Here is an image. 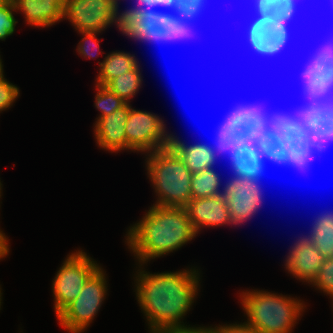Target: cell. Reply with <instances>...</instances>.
<instances>
[{
    "mask_svg": "<svg viewBox=\"0 0 333 333\" xmlns=\"http://www.w3.org/2000/svg\"><path fill=\"white\" fill-rule=\"evenodd\" d=\"M256 30L259 35L279 54L287 45L289 24L296 13H266L260 4H254Z\"/></svg>",
    "mask_w": 333,
    "mask_h": 333,
    "instance_id": "2e32d148",
    "label": "cell"
},
{
    "mask_svg": "<svg viewBox=\"0 0 333 333\" xmlns=\"http://www.w3.org/2000/svg\"><path fill=\"white\" fill-rule=\"evenodd\" d=\"M285 144V142H252L231 135L227 155L233 172L229 181H244L253 184L254 154Z\"/></svg>",
    "mask_w": 333,
    "mask_h": 333,
    "instance_id": "8fae6325",
    "label": "cell"
},
{
    "mask_svg": "<svg viewBox=\"0 0 333 333\" xmlns=\"http://www.w3.org/2000/svg\"><path fill=\"white\" fill-rule=\"evenodd\" d=\"M96 86L98 91L95 97V107L101 111L100 116L97 118L98 121L100 118L110 115L123 107L126 102L107 87L98 84H96Z\"/></svg>",
    "mask_w": 333,
    "mask_h": 333,
    "instance_id": "f1b7e54d",
    "label": "cell"
},
{
    "mask_svg": "<svg viewBox=\"0 0 333 333\" xmlns=\"http://www.w3.org/2000/svg\"><path fill=\"white\" fill-rule=\"evenodd\" d=\"M306 237L325 258L333 257V211H324L317 216Z\"/></svg>",
    "mask_w": 333,
    "mask_h": 333,
    "instance_id": "7402d4cb",
    "label": "cell"
},
{
    "mask_svg": "<svg viewBox=\"0 0 333 333\" xmlns=\"http://www.w3.org/2000/svg\"><path fill=\"white\" fill-rule=\"evenodd\" d=\"M266 162H271L279 166V146L254 154L253 186L258 190L262 199L261 179L265 173Z\"/></svg>",
    "mask_w": 333,
    "mask_h": 333,
    "instance_id": "83f0119b",
    "label": "cell"
},
{
    "mask_svg": "<svg viewBox=\"0 0 333 333\" xmlns=\"http://www.w3.org/2000/svg\"><path fill=\"white\" fill-rule=\"evenodd\" d=\"M166 0H137L138 7L141 6H155V5H160L162 3H164Z\"/></svg>",
    "mask_w": 333,
    "mask_h": 333,
    "instance_id": "b9f144b4",
    "label": "cell"
},
{
    "mask_svg": "<svg viewBox=\"0 0 333 333\" xmlns=\"http://www.w3.org/2000/svg\"><path fill=\"white\" fill-rule=\"evenodd\" d=\"M148 175L158 194L157 206L185 207L191 200L192 173L171 147L150 152Z\"/></svg>",
    "mask_w": 333,
    "mask_h": 333,
    "instance_id": "277c9868",
    "label": "cell"
},
{
    "mask_svg": "<svg viewBox=\"0 0 333 333\" xmlns=\"http://www.w3.org/2000/svg\"><path fill=\"white\" fill-rule=\"evenodd\" d=\"M303 83L304 101L308 102L315 109V78H314V53L308 59L301 73Z\"/></svg>",
    "mask_w": 333,
    "mask_h": 333,
    "instance_id": "1f68e13d",
    "label": "cell"
},
{
    "mask_svg": "<svg viewBox=\"0 0 333 333\" xmlns=\"http://www.w3.org/2000/svg\"><path fill=\"white\" fill-rule=\"evenodd\" d=\"M99 267L82 251H76L65 259L52 283L57 315L80 294L85 282Z\"/></svg>",
    "mask_w": 333,
    "mask_h": 333,
    "instance_id": "ba28073f",
    "label": "cell"
},
{
    "mask_svg": "<svg viewBox=\"0 0 333 333\" xmlns=\"http://www.w3.org/2000/svg\"><path fill=\"white\" fill-rule=\"evenodd\" d=\"M246 324L260 333H291L296 320L305 308L301 300L266 291L242 293Z\"/></svg>",
    "mask_w": 333,
    "mask_h": 333,
    "instance_id": "5b68a950",
    "label": "cell"
},
{
    "mask_svg": "<svg viewBox=\"0 0 333 333\" xmlns=\"http://www.w3.org/2000/svg\"><path fill=\"white\" fill-rule=\"evenodd\" d=\"M1 289V288H0ZM1 295H2V293H1V290H0V306H1Z\"/></svg>",
    "mask_w": 333,
    "mask_h": 333,
    "instance_id": "f6af8a7d",
    "label": "cell"
},
{
    "mask_svg": "<svg viewBox=\"0 0 333 333\" xmlns=\"http://www.w3.org/2000/svg\"><path fill=\"white\" fill-rule=\"evenodd\" d=\"M105 274L99 267L85 282L80 294L58 315L60 325L71 333H81L92 322L107 292Z\"/></svg>",
    "mask_w": 333,
    "mask_h": 333,
    "instance_id": "52a82bcc",
    "label": "cell"
},
{
    "mask_svg": "<svg viewBox=\"0 0 333 333\" xmlns=\"http://www.w3.org/2000/svg\"><path fill=\"white\" fill-rule=\"evenodd\" d=\"M185 209L193 227L199 230L203 226L215 227L228 223L234 225L224 194L191 199Z\"/></svg>",
    "mask_w": 333,
    "mask_h": 333,
    "instance_id": "9a60e30c",
    "label": "cell"
},
{
    "mask_svg": "<svg viewBox=\"0 0 333 333\" xmlns=\"http://www.w3.org/2000/svg\"><path fill=\"white\" fill-rule=\"evenodd\" d=\"M311 284L333 299V257L325 258L318 275Z\"/></svg>",
    "mask_w": 333,
    "mask_h": 333,
    "instance_id": "4dcf8cb0",
    "label": "cell"
},
{
    "mask_svg": "<svg viewBox=\"0 0 333 333\" xmlns=\"http://www.w3.org/2000/svg\"><path fill=\"white\" fill-rule=\"evenodd\" d=\"M156 333H217L216 327L215 328H204V327H187L183 325H178V326H170L167 328H163Z\"/></svg>",
    "mask_w": 333,
    "mask_h": 333,
    "instance_id": "74e56055",
    "label": "cell"
},
{
    "mask_svg": "<svg viewBox=\"0 0 333 333\" xmlns=\"http://www.w3.org/2000/svg\"><path fill=\"white\" fill-rule=\"evenodd\" d=\"M195 268L157 274L138 272L136 296L139 306L149 321L150 333L170 326L183 325L180 321L189 311L199 285Z\"/></svg>",
    "mask_w": 333,
    "mask_h": 333,
    "instance_id": "6da1fadb",
    "label": "cell"
},
{
    "mask_svg": "<svg viewBox=\"0 0 333 333\" xmlns=\"http://www.w3.org/2000/svg\"><path fill=\"white\" fill-rule=\"evenodd\" d=\"M100 71L97 77V84L105 86L110 80L133 70L138 62L134 55L125 52H112L105 56L103 62L99 63Z\"/></svg>",
    "mask_w": 333,
    "mask_h": 333,
    "instance_id": "44dd1931",
    "label": "cell"
},
{
    "mask_svg": "<svg viewBox=\"0 0 333 333\" xmlns=\"http://www.w3.org/2000/svg\"><path fill=\"white\" fill-rule=\"evenodd\" d=\"M19 96V88L9 83L4 77L0 79V112L11 107Z\"/></svg>",
    "mask_w": 333,
    "mask_h": 333,
    "instance_id": "d590c367",
    "label": "cell"
},
{
    "mask_svg": "<svg viewBox=\"0 0 333 333\" xmlns=\"http://www.w3.org/2000/svg\"><path fill=\"white\" fill-rule=\"evenodd\" d=\"M15 10L13 0H8L0 7V40H5L6 37L14 33L15 26L18 23L13 16Z\"/></svg>",
    "mask_w": 333,
    "mask_h": 333,
    "instance_id": "d6a6232c",
    "label": "cell"
},
{
    "mask_svg": "<svg viewBox=\"0 0 333 333\" xmlns=\"http://www.w3.org/2000/svg\"><path fill=\"white\" fill-rule=\"evenodd\" d=\"M165 124L151 112L130 109L125 125L126 150L153 152L169 146Z\"/></svg>",
    "mask_w": 333,
    "mask_h": 333,
    "instance_id": "9c48e42d",
    "label": "cell"
},
{
    "mask_svg": "<svg viewBox=\"0 0 333 333\" xmlns=\"http://www.w3.org/2000/svg\"><path fill=\"white\" fill-rule=\"evenodd\" d=\"M217 333H260L246 323L216 326Z\"/></svg>",
    "mask_w": 333,
    "mask_h": 333,
    "instance_id": "f35d334b",
    "label": "cell"
},
{
    "mask_svg": "<svg viewBox=\"0 0 333 333\" xmlns=\"http://www.w3.org/2000/svg\"><path fill=\"white\" fill-rule=\"evenodd\" d=\"M246 31L247 41L250 48H252L255 53L263 57L278 55V53L257 32L255 18L250 22Z\"/></svg>",
    "mask_w": 333,
    "mask_h": 333,
    "instance_id": "f546056e",
    "label": "cell"
},
{
    "mask_svg": "<svg viewBox=\"0 0 333 333\" xmlns=\"http://www.w3.org/2000/svg\"><path fill=\"white\" fill-rule=\"evenodd\" d=\"M270 114L280 119V138L285 143L322 136L327 128V121L308 102L291 112L270 111Z\"/></svg>",
    "mask_w": 333,
    "mask_h": 333,
    "instance_id": "30bf717a",
    "label": "cell"
},
{
    "mask_svg": "<svg viewBox=\"0 0 333 333\" xmlns=\"http://www.w3.org/2000/svg\"><path fill=\"white\" fill-rule=\"evenodd\" d=\"M326 138L328 139L329 143H333V118H331L328 122H327V128L325 130V134Z\"/></svg>",
    "mask_w": 333,
    "mask_h": 333,
    "instance_id": "60d3db41",
    "label": "cell"
},
{
    "mask_svg": "<svg viewBox=\"0 0 333 333\" xmlns=\"http://www.w3.org/2000/svg\"><path fill=\"white\" fill-rule=\"evenodd\" d=\"M330 143L325 135L307 140L287 142L279 146V166L293 168L299 172H307L314 157H321Z\"/></svg>",
    "mask_w": 333,
    "mask_h": 333,
    "instance_id": "4fadbf2b",
    "label": "cell"
},
{
    "mask_svg": "<svg viewBox=\"0 0 333 333\" xmlns=\"http://www.w3.org/2000/svg\"><path fill=\"white\" fill-rule=\"evenodd\" d=\"M8 0H0V7H2Z\"/></svg>",
    "mask_w": 333,
    "mask_h": 333,
    "instance_id": "ee69618b",
    "label": "cell"
},
{
    "mask_svg": "<svg viewBox=\"0 0 333 333\" xmlns=\"http://www.w3.org/2000/svg\"><path fill=\"white\" fill-rule=\"evenodd\" d=\"M167 135L169 147L178 153L192 174L200 173L214 167L216 162L209 150L195 144L187 145L180 141L179 138H176V136Z\"/></svg>",
    "mask_w": 333,
    "mask_h": 333,
    "instance_id": "d6986e66",
    "label": "cell"
},
{
    "mask_svg": "<svg viewBox=\"0 0 333 333\" xmlns=\"http://www.w3.org/2000/svg\"><path fill=\"white\" fill-rule=\"evenodd\" d=\"M325 257L306 237L294 243L287 256L285 267L295 278L312 283L324 263Z\"/></svg>",
    "mask_w": 333,
    "mask_h": 333,
    "instance_id": "5bb4252c",
    "label": "cell"
},
{
    "mask_svg": "<svg viewBox=\"0 0 333 333\" xmlns=\"http://www.w3.org/2000/svg\"><path fill=\"white\" fill-rule=\"evenodd\" d=\"M130 109V104L126 103L112 114L96 121L95 138L101 148L113 152L126 149L125 125Z\"/></svg>",
    "mask_w": 333,
    "mask_h": 333,
    "instance_id": "e0dca14e",
    "label": "cell"
},
{
    "mask_svg": "<svg viewBox=\"0 0 333 333\" xmlns=\"http://www.w3.org/2000/svg\"><path fill=\"white\" fill-rule=\"evenodd\" d=\"M3 65H2V61H1V58H0V79L4 77L3 75Z\"/></svg>",
    "mask_w": 333,
    "mask_h": 333,
    "instance_id": "7bdbcfd3",
    "label": "cell"
},
{
    "mask_svg": "<svg viewBox=\"0 0 333 333\" xmlns=\"http://www.w3.org/2000/svg\"><path fill=\"white\" fill-rule=\"evenodd\" d=\"M100 32H82V35L84 37L82 38L81 42H79V45L77 46V52L81 54L82 56L88 57V58H94V53L93 51H98L99 50V43L96 39V35ZM92 46V47H91ZM91 48H93V51H90ZM93 53V54H92ZM97 54L99 53L96 52ZM97 56V55H96Z\"/></svg>",
    "mask_w": 333,
    "mask_h": 333,
    "instance_id": "8d00e7d4",
    "label": "cell"
},
{
    "mask_svg": "<svg viewBox=\"0 0 333 333\" xmlns=\"http://www.w3.org/2000/svg\"><path fill=\"white\" fill-rule=\"evenodd\" d=\"M237 135L245 141L252 142H284L272 129L252 127L237 113Z\"/></svg>",
    "mask_w": 333,
    "mask_h": 333,
    "instance_id": "4316f807",
    "label": "cell"
},
{
    "mask_svg": "<svg viewBox=\"0 0 333 333\" xmlns=\"http://www.w3.org/2000/svg\"><path fill=\"white\" fill-rule=\"evenodd\" d=\"M16 10L25 15L28 24L52 26L63 19L65 0H13Z\"/></svg>",
    "mask_w": 333,
    "mask_h": 333,
    "instance_id": "ac0fdd59",
    "label": "cell"
},
{
    "mask_svg": "<svg viewBox=\"0 0 333 333\" xmlns=\"http://www.w3.org/2000/svg\"><path fill=\"white\" fill-rule=\"evenodd\" d=\"M266 13H296L299 0H252Z\"/></svg>",
    "mask_w": 333,
    "mask_h": 333,
    "instance_id": "836d02e7",
    "label": "cell"
},
{
    "mask_svg": "<svg viewBox=\"0 0 333 333\" xmlns=\"http://www.w3.org/2000/svg\"><path fill=\"white\" fill-rule=\"evenodd\" d=\"M235 109L238 115L250 126L272 129L280 137V119H274L263 104L242 103Z\"/></svg>",
    "mask_w": 333,
    "mask_h": 333,
    "instance_id": "603a6c76",
    "label": "cell"
},
{
    "mask_svg": "<svg viewBox=\"0 0 333 333\" xmlns=\"http://www.w3.org/2000/svg\"><path fill=\"white\" fill-rule=\"evenodd\" d=\"M315 110L322 116L321 46L314 52Z\"/></svg>",
    "mask_w": 333,
    "mask_h": 333,
    "instance_id": "e575fe53",
    "label": "cell"
},
{
    "mask_svg": "<svg viewBox=\"0 0 333 333\" xmlns=\"http://www.w3.org/2000/svg\"><path fill=\"white\" fill-rule=\"evenodd\" d=\"M224 196L234 225L249 220L263 203L253 184L244 181H228L224 187Z\"/></svg>",
    "mask_w": 333,
    "mask_h": 333,
    "instance_id": "7c38bea8",
    "label": "cell"
},
{
    "mask_svg": "<svg viewBox=\"0 0 333 333\" xmlns=\"http://www.w3.org/2000/svg\"><path fill=\"white\" fill-rule=\"evenodd\" d=\"M139 64L128 72L110 80L105 87L118 95L123 101L129 103V100L139 91L141 87L142 76Z\"/></svg>",
    "mask_w": 333,
    "mask_h": 333,
    "instance_id": "484cf974",
    "label": "cell"
},
{
    "mask_svg": "<svg viewBox=\"0 0 333 333\" xmlns=\"http://www.w3.org/2000/svg\"><path fill=\"white\" fill-rule=\"evenodd\" d=\"M199 229L193 227L185 207L154 205L144 218L128 230L127 244L139 263L166 255L191 241Z\"/></svg>",
    "mask_w": 333,
    "mask_h": 333,
    "instance_id": "3957f363",
    "label": "cell"
},
{
    "mask_svg": "<svg viewBox=\"0 0 333 333\" xmlns=\"http://www.w3.org/2000/svg\"><path fill=\"white\" fill-rule=\"evenodd\" d=\"M1 188H2V184H1V182H0V197H1Z\"/></svg>",
    "mask_w": 333,
    "mask_h": 333,
    "instance_id": "bcb514c9",
    "label": "cell"
},
{
    "mask_svg": "<svg viewBox=\"0 0 333 333\" xmlns=\"http://www.w3.org/2000/svg\"><path fill=\"white\" fill-rule=\"evenodd\" d=\"M8 240L4 233L0 230V259L8 255Z\"/></svg>",
    "mask_w": 333,
    "mask_h": 333,
    "instance_id": "ab89813d",
    "label": "cell"
},
{
    "mask_svg": "<svg viewBox=\"0 0 333 333\" xmlns=\"http://www.w3.org/2000/svg\"><path fill=\"white\" fill-rule=\"evenodd\" d=\"M207 0H166L155 6L131 8L126 16V36L154 43H174L194 37V21ZM166 9L165 11L157 8ZM171 10V11H170Z\"/></svg>",
    "mask_w": 333,
    "mask_h": 333,
    "instance_id": "7a4b0ae2",
    "label": "cell"
},
{
    "mask_svg": "<svg viewBox=\"0 0 333 333\" xmlns=\"http://www.w3.org/2000/svg\"><path fill=\"white\" fill-rule=\"evenodd\" d=\"M219 174L213 168L204 170L191 176V199L215 197L224 194L221 192Z\"/></svg>",
    "mask_w": 333,
    "mask_h": 333,
    "instance_id": "d4e9b609",
    "label": "cell"
},
{
    "mask_svg": "<svg viewBox=\"0 0 333 333\" xmlns=\"http://www.w3.org/2000/svg\"><path fill=\"white\" fill-rule=\"evenodd\" d=\"M322 117L333 118V37L321 45Z\"/></svg>",
    "mask_w": 333,
    "mask_h": 333,
    "instance_id": "ffe728a7",
    "label": "cell"
},
{
    "mask_svg": "<svg viewBox=\"0 0 333 333\" xmlns=\"http://www.w3.org/2000/svg\"><path fill=\"white\" fill-rule=\"evenodd\" d=\"M231 135H237V111L235 107L228 112L224 120H222L220 125H218L214 142L215 144L213 143V145H211L202 142L196 143L195 145L209 150L214 156L216 162L219 154L227 155Z\"/></svg>",
    "mask_w": 333,
    "mask_h": 333,
    "instance_id": "cb8c5ba5",
    "label": "cell"
},
{
    "mask_svg": "<svg viewBox=\"0 0 333 333\" xmlns=\"http://www.w3.org/2000/svg\"><path fill=\"white\" fill-rule=\"evenodd\" d=\"M130 10L119 15L118 0H65L63 18H68L79 33L101 32L114 22L125 34Z\"/></svg>",
    "mask_w": 333,
    "mask_h": 333,
    "instance_id": "8992f818",
    "label": "cell"
}]
</instances>
